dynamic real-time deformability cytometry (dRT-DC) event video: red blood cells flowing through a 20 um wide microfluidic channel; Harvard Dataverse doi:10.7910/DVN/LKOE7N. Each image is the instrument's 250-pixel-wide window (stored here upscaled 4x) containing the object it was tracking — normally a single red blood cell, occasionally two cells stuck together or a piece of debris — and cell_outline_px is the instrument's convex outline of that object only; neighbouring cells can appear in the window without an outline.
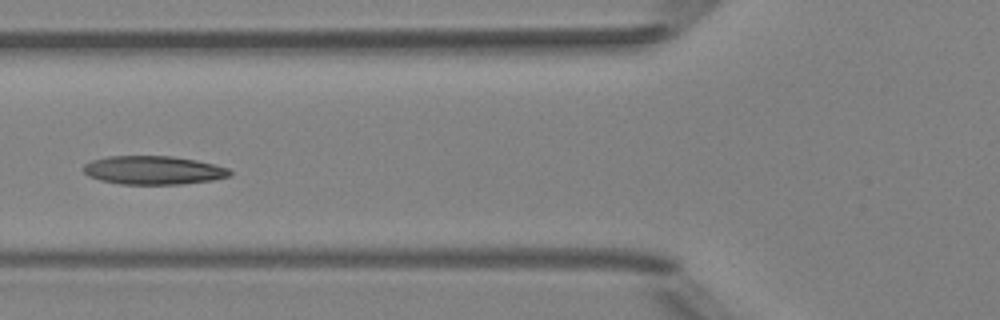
{"species": "Egyptian fruit bat (a non-hibernating species)", "species_latin": "Rousettus aegyptiacus", "temperature_condition": "room temperature", "stored_images_in_passage": 5, "camera_frame_rate_fps": 3000, "um_per_image_px": 0.085, "animal": {"sex": "female"}, "frame": {"image": 1, "passage_image": 5, "time_ms": 5.333, "image_size_px": [1000, 320], "cell_outline_px": [[232, 176], [212, 180], [180, 184], [120, 184], [100, 180], [88, 176], [84, 172], [84, 164], [92, 160], [108, 156], [172, 156], [196, 160], [228, 168], [232, 172]], "centroid_in_image_um": [13.03, 14.47], "position_along_channel_um": 112.8, "area_um2": 24.33}}